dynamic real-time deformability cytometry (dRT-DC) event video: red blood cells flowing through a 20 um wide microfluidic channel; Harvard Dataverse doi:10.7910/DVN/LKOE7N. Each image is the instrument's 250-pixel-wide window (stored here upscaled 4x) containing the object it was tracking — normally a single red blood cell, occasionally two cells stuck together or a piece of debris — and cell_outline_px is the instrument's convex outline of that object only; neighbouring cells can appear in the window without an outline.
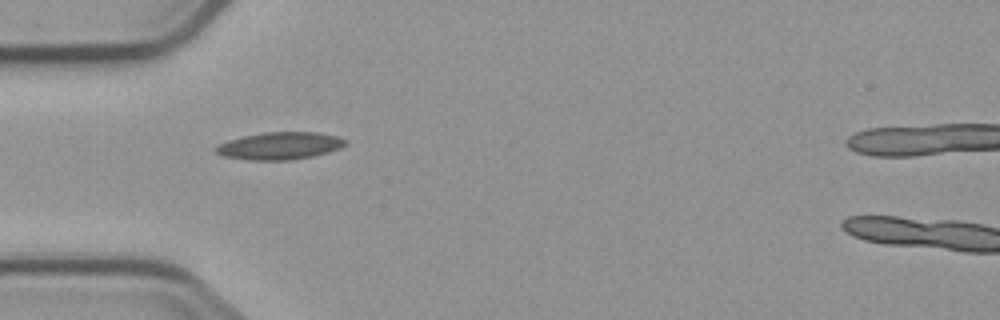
{"species": "common noctule bat (a hibernating species)", "species_latin": "Nyctalus noctula", "temperature_condition": "cold", "stored_images_in_passage": 2, "camera_frame_rate_fps": 3000, "um_per_image_px": 0.085, "animal": {"sex": "male", "body_mass_g": 23.1, "forearm_length_mm": 52.7}, "frame": {"image": 1, "passage_image": 1, "time_ms": 0.0, "image_size_px": [1000, 320], "cell_outline_px": [[348, 144], [340, 148], [328, 152], [312, 156], [292, 160], [248, 160], [224, 156], [216, 152], [212, 148], [216, 144], [228, 140], [244, 136], [264, 132], [316, 132], [336, 136], [348, 140]], "centroid_in_image_um": [23.77, 12.39], "position_along_channel_um": 61.2, "area_um2": 20.81}}
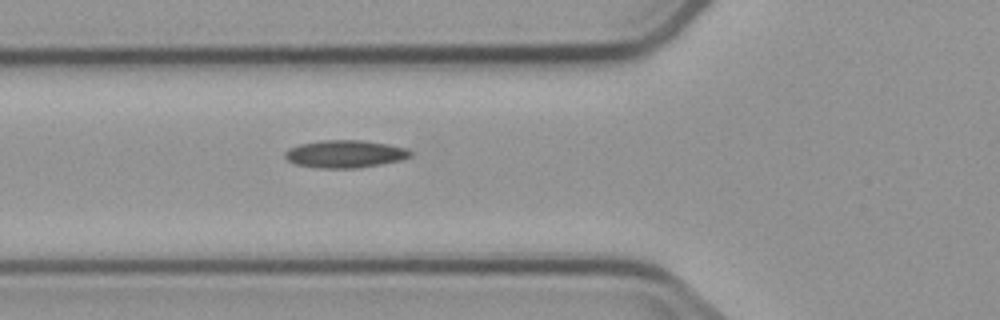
{"frame": {"image": 2, "passage_image": 2, "time_ms": 1.0, "image_size_px": [1000, 320], "cell_outline_px": [[412, 156], [400, 160], [380, 164], [356, 168], [320, 168], [296, 164], [288, 160], [284, 156], [284, 152], [288, 148], [300, 144], [324, 140], [364, 140], [388, 144], [408, 148], [412, 152]], "centroid_in_image_um": [29.34, 13.08], "position_along_channel_um": 96.5, "area_um2": 20.17}}